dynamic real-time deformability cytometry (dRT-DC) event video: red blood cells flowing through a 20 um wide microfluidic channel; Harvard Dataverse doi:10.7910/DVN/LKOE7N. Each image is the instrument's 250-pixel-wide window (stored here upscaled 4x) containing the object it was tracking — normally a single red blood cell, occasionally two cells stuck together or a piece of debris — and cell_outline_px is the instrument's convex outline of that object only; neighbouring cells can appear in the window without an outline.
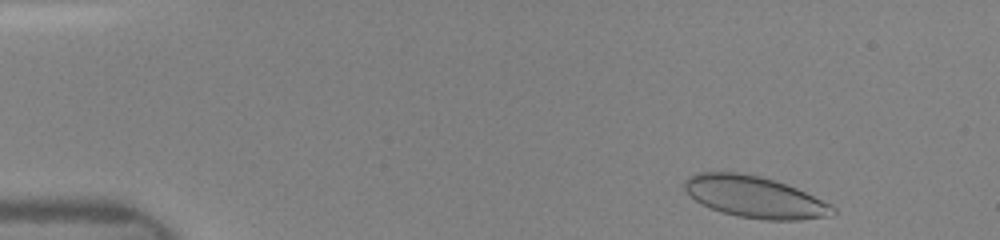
{"species": "human", "species_latin": "Homo sapiens", "temperature_condition": "room temperature", "stored_images_in_passage": 36, "camera_frame_rate_fps": 3000, "um_per_image_px": 0.085, "donor": {"sex": "female"}, "frame": {"image": 1, "passage_image": 2, "time_ms": 0.333, "image_size_px": [1000, 240], "cell_outline_px": [[836, 212], [832, 216], [800, 220], [764, 220], [736, 216], [712, 208], [696, 200], [684, 188], [684, 180], [688, 176], [696, 172], [736, 172], [760, 176], [796, 188], [832, 204], [836, 208]], "centroid_in_image_um": [64.19, 16.75], "position_along_channel_um": 20.8, "area_um2": 35.72}}
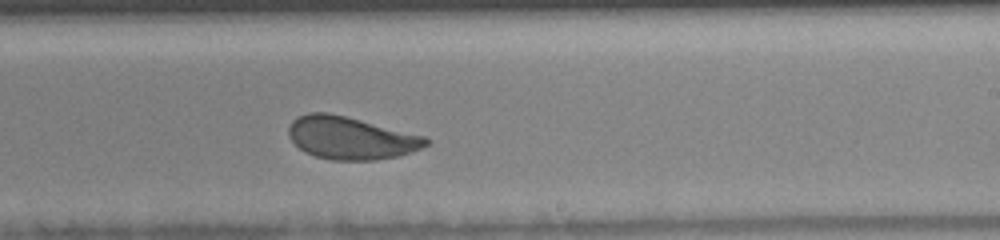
{"frame": {"image": 2, "passage_image": 26, "time_ms": 8.333, "image_size_px": [1000, 240], "cell_outline_px": [[432, 140], [428, 144], [420, 148], [396, 156], [376, 160], [332, 160], [316, 156], [304, 152], [288, 136], [288, 128], [292, 120], [308, 112], [328, 112], [424, 136]], "centroid_in_image_um": [29.78, 11.73], "position_along_channel_um": 259.2, "area_um2": 33.7}}
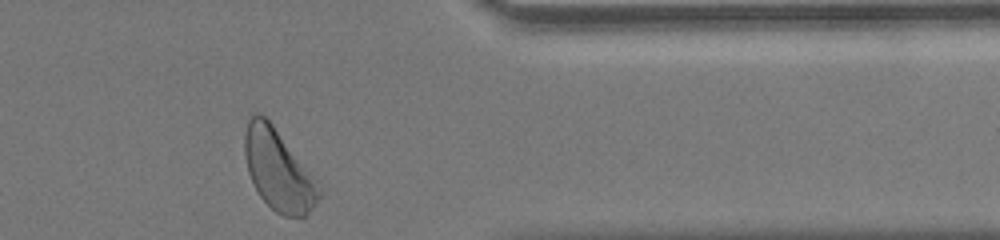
{"frame": {"image": 3, "passage_image": 36, "time_ms": 11.667, "image_size_px": [1000, 240], "cell_outline_px": [[324, 192], [312, 208], [304, 216], [284, 216], [276, 212], [260, 196], [248, 172], [244, 156], [244, 136], [248, 120], [252, 112], [256, 112], [264, 116], [272, 124], [312, 176]], "centroid_in_image_um": [23.63, 14.45], "position_along_channel_um": 387.8, "area_um2": 34.33}}